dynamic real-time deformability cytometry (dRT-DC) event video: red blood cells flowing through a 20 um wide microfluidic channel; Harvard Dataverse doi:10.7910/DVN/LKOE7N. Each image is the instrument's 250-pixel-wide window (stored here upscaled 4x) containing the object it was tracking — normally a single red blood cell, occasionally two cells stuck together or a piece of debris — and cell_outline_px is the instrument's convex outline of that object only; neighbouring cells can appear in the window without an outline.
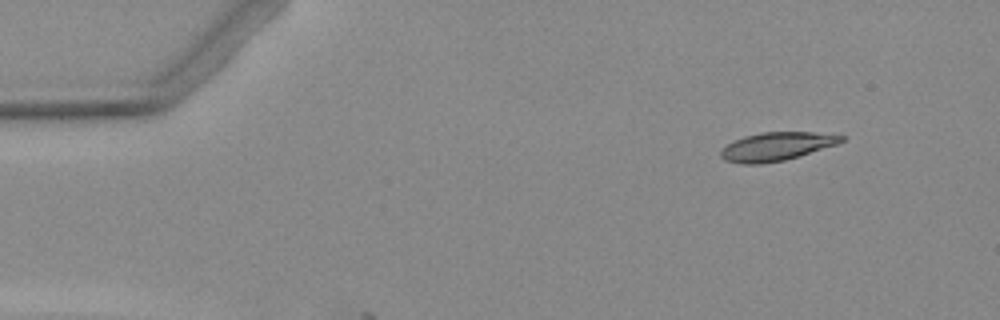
{"species": "Egyptian fruit bat (a non-hibernating species)", "species_latin": "Rousettus aegyptiacus", "temperature_condition": "warm", "stored_images_in_passage": 6, "camera_frame_rate_fps": 3000, "um_per_image_px": 0.085, "animal": {"sex": "female"}, "frame": {"image": 1, "passage_image": 1, "time_ms": 0.0, "image_size_px": [1000, 320], "cell_outline_px": [[848, 136], [844, 140], [836, 144], [800, 156], [784, 160], [760, 164], [740, 164], [724, 160], [720, 156], [720, 152], [732, 140], [744, 136], [760, 132], [812, 132]], "centroid_in_image_um": [65.98, 12.45], "position_along_channel_um": 19.0, "area_um2": 20.0}}
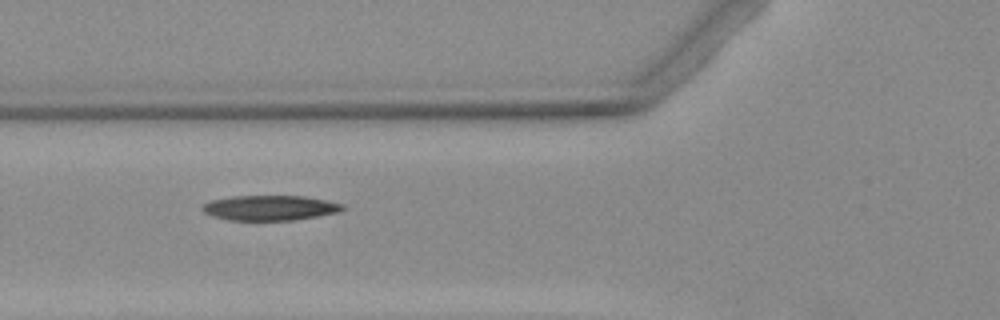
{"frame": {"image": 2, "passage_image": 5, "time_ms": 4.667, "image_size_px": [1000, 320], "cell_outline_px": [[348, 208], [340, 212], [292, 220], [228, 220], [212, 216], [204, 212], [200, 208], [204, 204], [212, 200], [232, 196], [304, 196], [344, 204]], "centroid_in_image_um": [22.96, 17.67], "position_along_channel_um": 102.8, "area_um2": 20.46}}
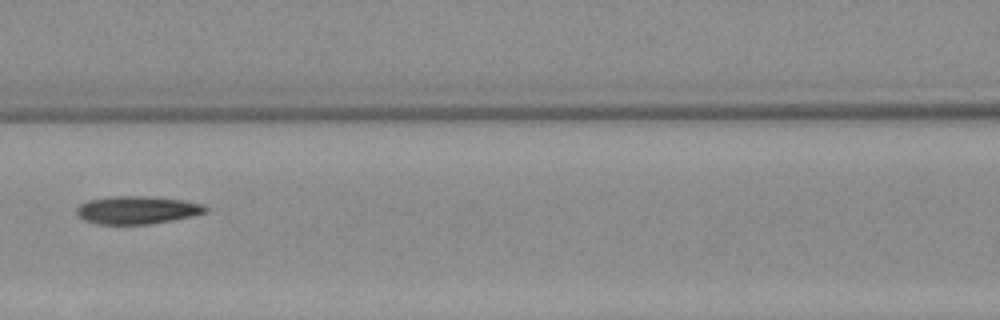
{"frame": {"image": 3, "passage_image": 6, "time_ms": 6.0, "image_size_px": [1000, 320], "cell_outline_px": [[208, 212], [192, 216], [172, 220], [148, 224], [96, 224], [84, 220], [76, 212], [76, 208], [80, 204], [88, 200], [116, 196], [144, 196], [184, 200], [204, 204], [208, 208]], "centroid_in_image_um": [11.68, 17.85], "position_along_channel_um": 154.9, "area_um2": 20.92}}